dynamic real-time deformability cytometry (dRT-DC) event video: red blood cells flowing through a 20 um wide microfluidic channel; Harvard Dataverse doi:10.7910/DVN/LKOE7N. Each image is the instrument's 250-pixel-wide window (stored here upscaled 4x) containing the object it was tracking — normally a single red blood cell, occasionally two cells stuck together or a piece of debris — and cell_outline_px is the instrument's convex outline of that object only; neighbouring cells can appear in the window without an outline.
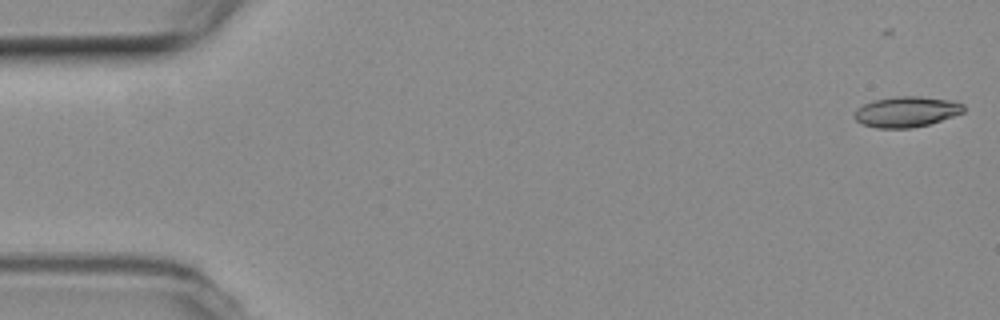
{"species": "common noctule bat (a hibernating species)", "species_latin": "Nyctalus noctula", "temperature_condition": "room temperature", "stored_images_in_passage": 15, "camera_frame_rate_fps": 3000, "um_per_image_px": 0.085, "animal": {"sex": "female", "body_mass_g": 19.3, "forearm_length_mm": 54.1}, "frame": {"image": 1, "passage_image": 5, "time_ms": 1.333, "image_size_px": [1000, 320], "cell_outline_px": [[964, 112], [928, 124], [912, 128], [876, 128], [864, 124], [856, 120], [856, 108], [864, 104], [876, 100], [896, 96], [920, 96], [948, 100], [964, 104]], "centroid_in_image_um": [77.05, 9.5], "position_along_channel_um": 7.9, "area_um2": 19.13}}